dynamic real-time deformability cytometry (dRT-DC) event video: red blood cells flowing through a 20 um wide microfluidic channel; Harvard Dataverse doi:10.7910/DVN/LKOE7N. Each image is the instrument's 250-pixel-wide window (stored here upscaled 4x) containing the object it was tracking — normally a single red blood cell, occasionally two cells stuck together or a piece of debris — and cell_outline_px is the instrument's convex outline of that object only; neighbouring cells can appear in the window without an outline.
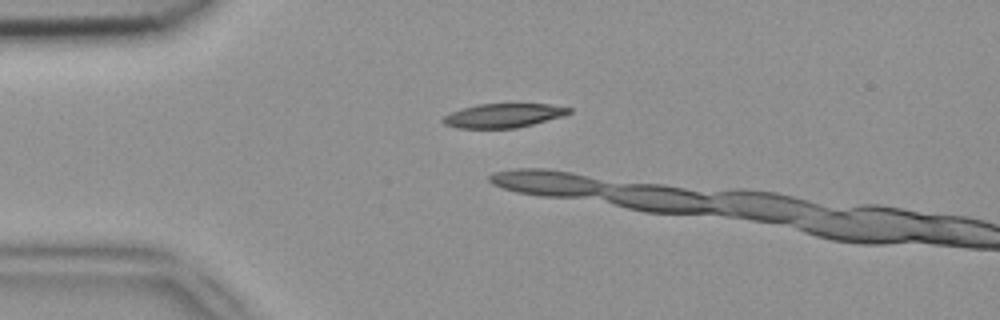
{"species": "common noctule bat (a hibernating species)", "species_latin": "Nyctalus noctula", "temperature_condition": "room temperature", "stored_images_in_passage": 3, "camera_frame_rate_fps": 3000, "um_per_image_px": 0.085, "animal": {"sex": "female", "body_mass_g": 18.4}, "frame": {"image": 1, "passage_image": 1, "time_ms": 0.0, "image_size_px": [1000, 320], "cell_outline_px": [[572, 112], [560, 116], [532, 124], [516, 128], [456, 128], [444, 124], [440, 120], [444, 116], [460, 108], [476, 104], [552, 104], [572, 108]], "centroid_in_image_um": [42.74, 9.81], "position_along_channel_um": 42.3, "area_um2": 17.63}}